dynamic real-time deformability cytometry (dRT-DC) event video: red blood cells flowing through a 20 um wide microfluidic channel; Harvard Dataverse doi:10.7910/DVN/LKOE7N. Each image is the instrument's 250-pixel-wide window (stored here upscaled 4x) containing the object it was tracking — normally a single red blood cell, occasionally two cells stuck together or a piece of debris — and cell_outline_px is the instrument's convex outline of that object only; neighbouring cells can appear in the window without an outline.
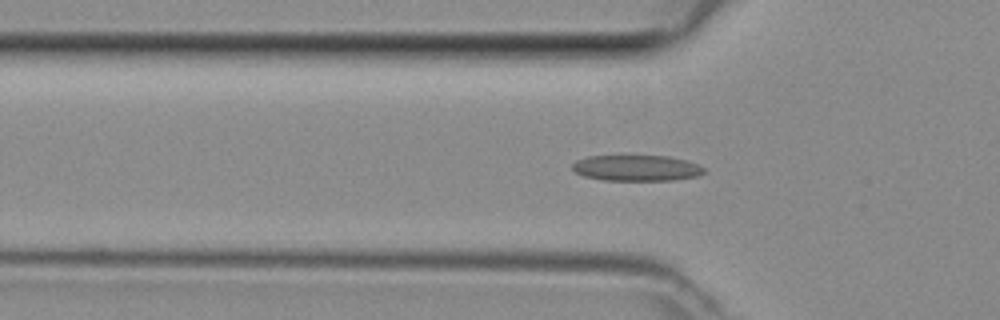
{"species": "common noctule bat (a hibernating species)", "species_latin": "Nyctalus noctula", "temperature_condition": "room temperature", "stored_images_in_passage": 22, "camera_frame_rate_fps": 3000, "um_per_image_px": 0.085, "animal": {"sex": "female", "body_mass_g": 29.2, "forearm_length_mm": 56.3}, "frame": {"image": 1, "passage_image": 9, "time_ms": 2.667, "image_size_px": [1000, 320], "cell_outline_px": [[704, 172], [700, 176], [676, 180], [604, 180], [584, 176], [576, 172], [572, 168], [572, 164], [576, 160], [588, 156], [668, 156], [684, 160], [696, 164], [704, 168]], "centroid_in_image_um": [54.11, 14.28], "position_along_channel_um": 71.7, "area_um2": 19.77}}
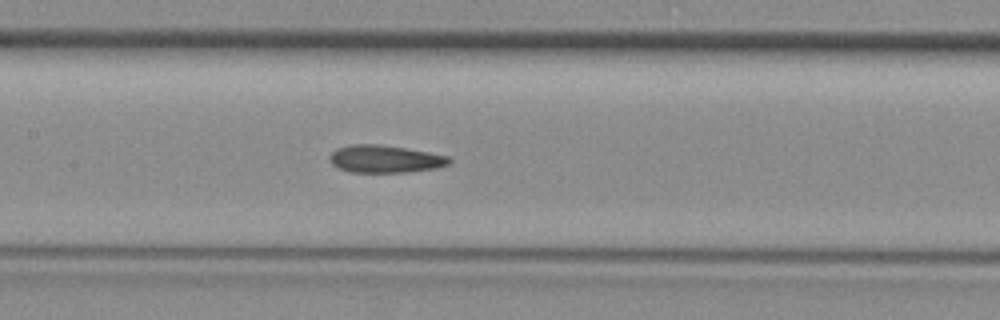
{"frame": {"image": 2, "passage_image": 16, "time_ms": 5.0, "image_size_px": [1000, 320], "cell_outline_px": [[452, 160], [448, 164], [436, 168], [408, 172], [348, 172], [336, 168], [332, 164], [332, 152], [336, 148], [352, 144], [380, 144], [428, 152], [448, 156]], "centroid_in_image_um": [32.72, 13.51], "position_along_channel_um": 174.7, "area_um2": 19.07}}
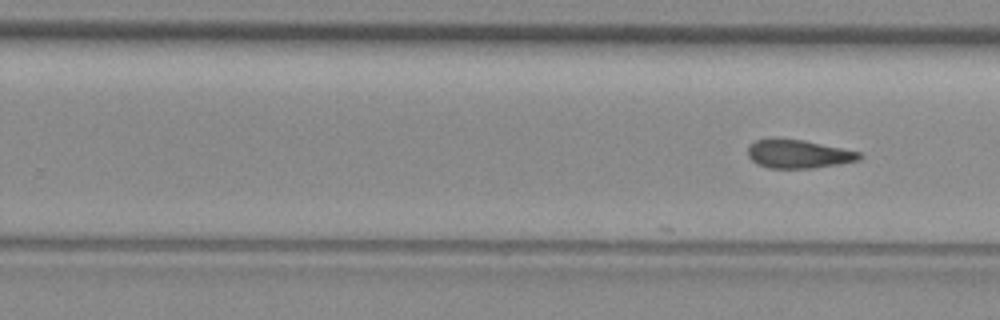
{"frame": {"image": 3, "passage_image": 22, "time_ms": 7.0, "image_size_px": [1000, 320], "cell_outline_px": [[864, 156], [860, 160], [812, 168], [768, 168], [756, 164], [748, 156], [748, 148], [756, 140], [776, 136], [804, 140], [860, 152]], "centroid_in_image_um": [67.83, 13.06], "position_along_channel_um": 262.0, "area_um2": 18.79}}